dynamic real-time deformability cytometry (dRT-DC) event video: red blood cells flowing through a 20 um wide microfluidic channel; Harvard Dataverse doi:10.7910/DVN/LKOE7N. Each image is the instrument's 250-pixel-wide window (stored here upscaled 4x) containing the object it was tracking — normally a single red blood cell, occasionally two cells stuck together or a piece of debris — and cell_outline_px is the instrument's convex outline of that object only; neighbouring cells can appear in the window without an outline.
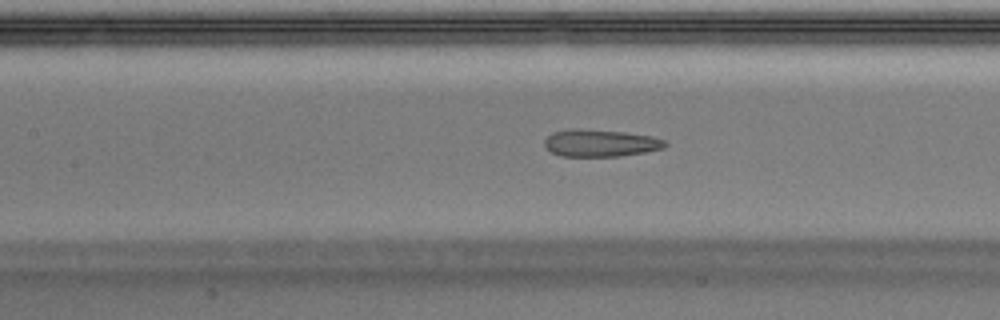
{"species": "Egyptian fruit bat (a non-hibernating species)", "species_latin": "Rousettus aegyptiacus", "temperature_condition": "warm", "stored_images_in_passage": 34, "camera_frame_rate_fps": 3000, "um_per_image_px": 0.085, "animal": {"sex": "male"}, "frame": {"image": 1, "passage_image": 15, "time_ms": 4.667, "image_size_px": [1000, 320], "cell_outline_px": [[668, 144], [664, 148], [644, 152], [620, 156], [560, 156], [552, 152], [544, 144], [544, 140], [552, 132], [572, 128], [576, 128], [624, 132], [652, 136], [664, 140]], "centroid_in_image_um": [51.03, 12.15], "position_along_channel_um": 156.4, "area_um2": 19.07}}